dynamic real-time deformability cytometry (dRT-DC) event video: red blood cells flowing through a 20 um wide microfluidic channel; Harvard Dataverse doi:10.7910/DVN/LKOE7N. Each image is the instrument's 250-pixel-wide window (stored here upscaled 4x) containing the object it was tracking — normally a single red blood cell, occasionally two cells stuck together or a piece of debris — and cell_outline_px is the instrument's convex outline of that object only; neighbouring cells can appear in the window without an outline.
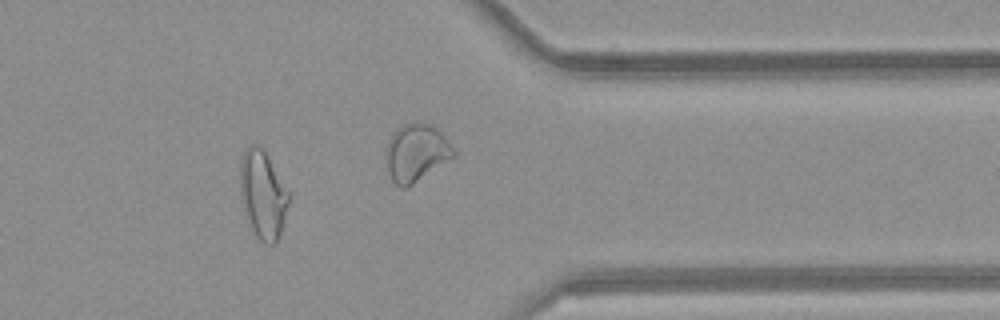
{"species": "common noctule bat (a hibernating species)", "species_latin": "Nyctalus noctula", "temperature_condition": "room temperature", "stored_images_in_passage": 33, "camera_frame_rate_fps": 3000, "um_per_image_px": 0.085, "animal": {"sex": "female", "body_mass_g": 21.9}, "frame": {"image": 1, "passage_image": 28, "time_ms": 9.0, "image_size_px": [1000, 320], "cell_outline_px": [[292, 196], [280, 232], [276, 240], [272, 244], [264, 244], [256, 236], [248, 216], [240, 192], [240, 160], [244, 148], [252, 144], [260, 144], [264, 148]], "centroid_in_image_um": [22.37, 16.44], "position_along_channel_um": 389.0, "area_um2": 24.97}, "authors_computed_cell_mechanics": {"area_um2": 21.3282, "velocity_mm_per_s": 4.1323, "shape_relaxation_time_tau1_ms": null, "shape_relaxation_time_tau2_ms": 1.9504, "deformation_change_tau1": null, "deformation_change_tau2": 0.0947}}